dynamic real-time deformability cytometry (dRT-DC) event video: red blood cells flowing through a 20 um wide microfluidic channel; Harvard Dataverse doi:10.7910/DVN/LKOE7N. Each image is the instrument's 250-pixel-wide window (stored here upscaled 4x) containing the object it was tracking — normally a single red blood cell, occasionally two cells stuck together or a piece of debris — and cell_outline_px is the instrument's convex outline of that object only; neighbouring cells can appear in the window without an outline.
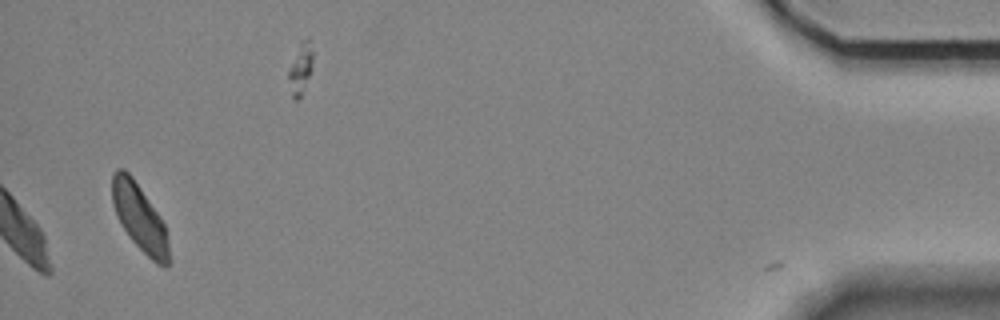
{"species": "Egyptian fruit bat (a non-hibernating species)", "species_latin": "Rousettus aegyptiacus", "temperature_condition": "room temperature", "stored_images_in_passage": 40, "camera_frame_rate_fps": 3000, "um_per_image_px": 0.085, "animal": {"sex": "female"}, "frame": {"image": 1, "passage_image": 40, "time_ms": 13.0, "image_size_px": [1000, 320], "cell_outline_px": [[172, 260], [164, 268], [156, 264], [132, 240], [124, 228], [112, 204], [112, 176], [116, 168], [124, 168], [132, 176], [164, 224]], "centroid_in_image_um": [11.88, 18.52], "position_along_channel_um": 423.3, "area_um2": 21.73}, "authors_computed_cell_mechanics": {"area_um2": 22.1952, "velocity_mm_per_s": 3.5804, "shape_relaxation_time_tau1_ms": null, "shape_relaxation_time_tau2_ms": 2.6221, "deformation_change_tau1": null, "deformation_change_tau2": 0.0915}}